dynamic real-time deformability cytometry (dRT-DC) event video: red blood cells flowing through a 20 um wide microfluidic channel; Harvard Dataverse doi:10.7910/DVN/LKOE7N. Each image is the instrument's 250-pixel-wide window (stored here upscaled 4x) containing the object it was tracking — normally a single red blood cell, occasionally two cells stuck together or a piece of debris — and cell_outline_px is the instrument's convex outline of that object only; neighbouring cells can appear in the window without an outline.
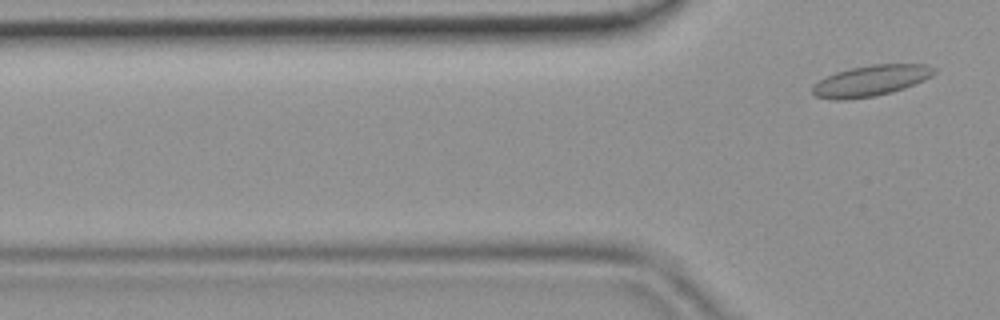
{"species": "common noctule bat (a hibernating species)", "species_latin": "Nyctalus noctula", "temperature_condition": "room temperature", "stored_images_in_passage": 5, "camera_frame_rate_fps": 3000, "um_per_image_px": 0.085, "animal": {"sex": "female", "body_mass_g": 19.9}, "frame": {"image": 1, "passage_image": 5, "time_ms": 1.333, "image_size_px": [1000, 320], "cell_outline_px": [[936, 72], [932, 76], [924, 80], [904, 88], [892, 92], [876, 96], [844, 100], [836, 100], [816, 96], [812, 92], [812, 88], [820, 80], [836, 72], [852, 68], [872, 64], [928, 64], [936, 68]], "centroid_in_image_um": [74.07, 6.86], "position_along_channel_um": 51.7, "area_um2": 21.79}}